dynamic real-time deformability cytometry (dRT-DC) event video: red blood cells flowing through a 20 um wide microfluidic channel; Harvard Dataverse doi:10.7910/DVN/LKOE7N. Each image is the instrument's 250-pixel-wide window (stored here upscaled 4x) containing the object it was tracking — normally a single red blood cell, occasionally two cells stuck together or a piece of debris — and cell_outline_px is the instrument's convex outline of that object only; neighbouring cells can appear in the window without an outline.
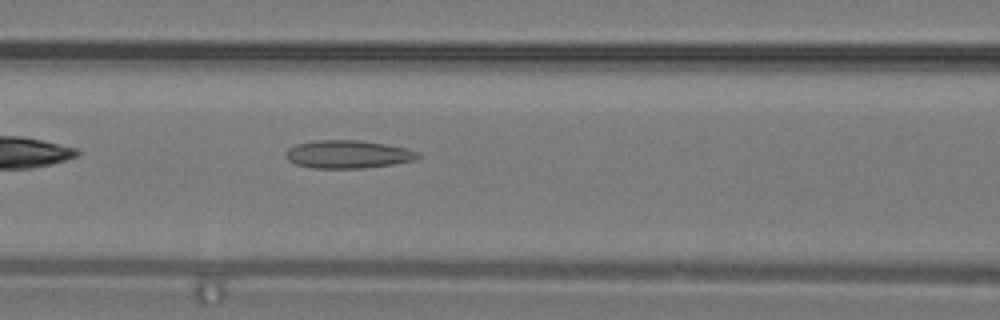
{"species": "common noctule bat (a hibernating species)", "species_latin": "Nyctalus noctula", "temperature_condition": "warm", "stored_images_in_passage": 24, "camera_frame_rate_fps": 3000, "um_per_image_px": 0.085, "animal": {"sex": "male", "body_mass_g": 19.2, "forearm_length_mm": 51.8}, "frame": {"image": 1, "passage_image": 5, "time_ms": 1.333, "image_size_px": [1000, 320], "cell_outline_px": [[420, 156], [416, 160], [392, 164], [364, 168], [312, 168], [296, 164], [288, 160], [284, 156], [284, 152], [288, 148], [296, 144], [316, 140], [360, 140], [384, 144], [404, 148], [416, 152]], "centroid_in_image_um": [29.51, 13.11], "position_along_channel_um": 137.1, "area_um2": 21.5}}
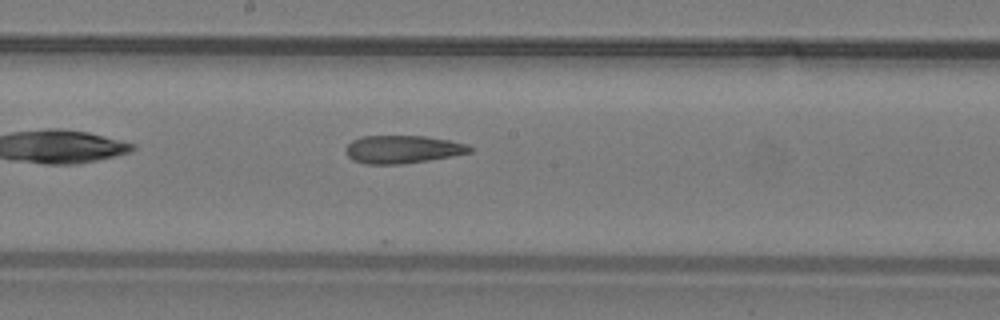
{"frame": {"image": 2, "passage_image": 9, "time_ms": 2.667, "image_size_px": [1000, 320], "cell_outline_px": [[472, 152], [452, 156], [428, 160], [400, 164], [364, 164], [352, 160], [344, 152], [348, 144], [352, 140], [364, 136], [424, 136], [448, 140], [468, 144], [472, 148]], "centroid_in_image_um": [34.2, 12.7], "position_along_channel_um": 214.0, "area_um2": 20.17}}
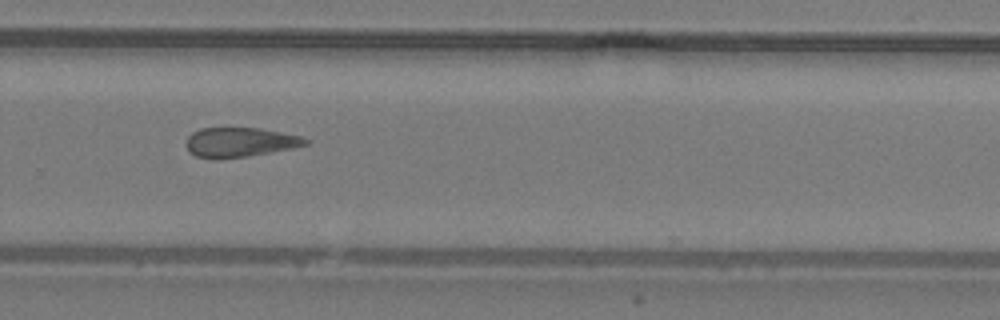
{"frame": {"image": 3, "passage_image": 14, "time_ms": 4.333, "image_size_px": [1000, 320], "cell_outline_px": [[308, 144], [292, 148], [220, 160], [196, 156], [188, 152], [188, 136], [192, 132], [200, 128], [260, 128], [300, 136], [308, 140]], "centroid_in_image_um": [20.35, 12.09], "position_along_channel_um": 309.4, "area_um2": 20.29}}